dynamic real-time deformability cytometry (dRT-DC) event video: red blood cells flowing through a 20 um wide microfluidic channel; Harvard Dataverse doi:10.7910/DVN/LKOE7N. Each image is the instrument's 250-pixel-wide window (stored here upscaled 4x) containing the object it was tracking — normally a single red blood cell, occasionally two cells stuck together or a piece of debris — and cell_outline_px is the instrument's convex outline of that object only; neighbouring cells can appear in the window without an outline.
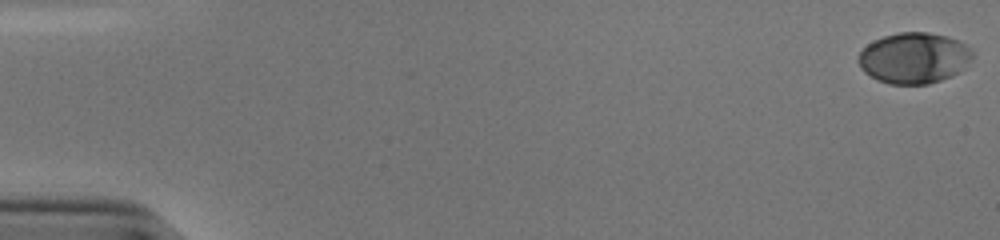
{"species": "human", "species_latin": "Homo sapiens", "temperature_condition": "cold", "stored_images_in_passage": 46, "camera_frame_rate_fps": 3000, "um_per_image_px": 0.085, "donor": {"sex": "male"}, "frame": {"image": 1, "passage_image": 1, "time_ms": 0.0, "image_size_px": [1000, 240], "cell_outline_px": [[972, 56], [952, 76], [928, 84], [888, 84], [864, 72], [860, 68], [856, 60], [860, 52], [868, 44], [884, 36], [900, 32], [928, 32], [948, 36], [964, 44], [972, 52]], "centroid_in_image_um": [77.63, 4.92], "position_along_channel_um": 7.4, "area_um2": 33.35}}
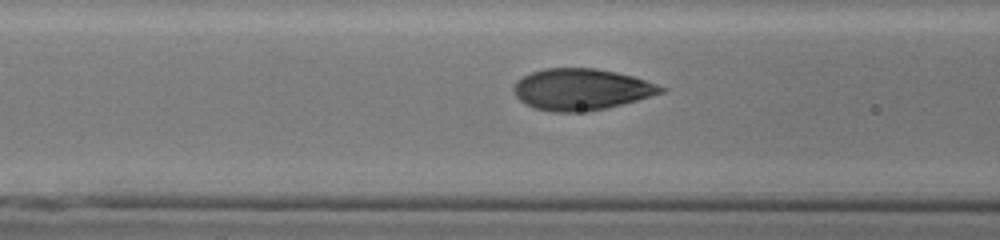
{"frame": {"image": 2, "passage_image": 23, "time_ms": 7.333, "image_size_px": [1000, 240], "cell_outline_px": [[668, 88], [664, 92], [636, 100], [604, 108], [584, 112], [552, 112], [532, 108], [524, 104], [516, 96], [512, 88], [516, 80], [532, 72], [544, 68], [596, 68], [616, 72], [632, 76]], "centroid_in_image_um": [49.36, 7.6], "position_along_channel_um": 117.2, "area_um2": 35.49}}
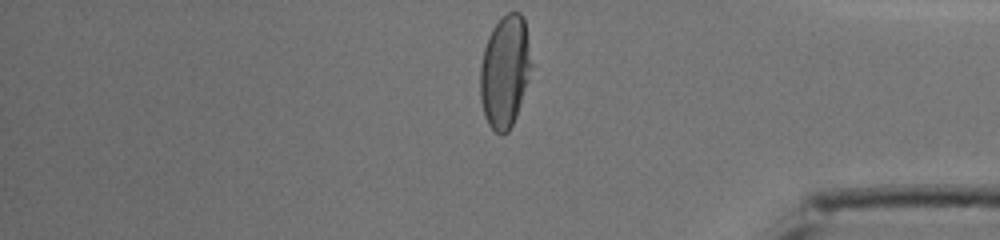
{"frame": {"image": 3, "passage_image": 46, "time_ms": 15.0, "image_size_px": [1000, 240], "cell_outline_px": [[528, 80], [516, 116], [508, 132], [504, 136], [500, 136], [488, 124], [484, 116], [480, 96], [480, 64], [484, 48], [488, 36], [492, 28], [500, 16], [508, 12], [520, 12], [524, 16], [528, 60]], "centroid_in_image_um": [42.85, 6.1], "position_along_channel_um": 392.3, "area_um2": 32.89}, "authors_computed_cell_mechanics": {"area_um2": 35.0268, "velocity_mm_per_s": 3.8398, "shape_relaxation_time_tau1_ms": 3.8374, "shape_relaxation_time_tau2_ms": null, "deformation_change_tau1": 0.2047, "deformation_change_tau2": null}}